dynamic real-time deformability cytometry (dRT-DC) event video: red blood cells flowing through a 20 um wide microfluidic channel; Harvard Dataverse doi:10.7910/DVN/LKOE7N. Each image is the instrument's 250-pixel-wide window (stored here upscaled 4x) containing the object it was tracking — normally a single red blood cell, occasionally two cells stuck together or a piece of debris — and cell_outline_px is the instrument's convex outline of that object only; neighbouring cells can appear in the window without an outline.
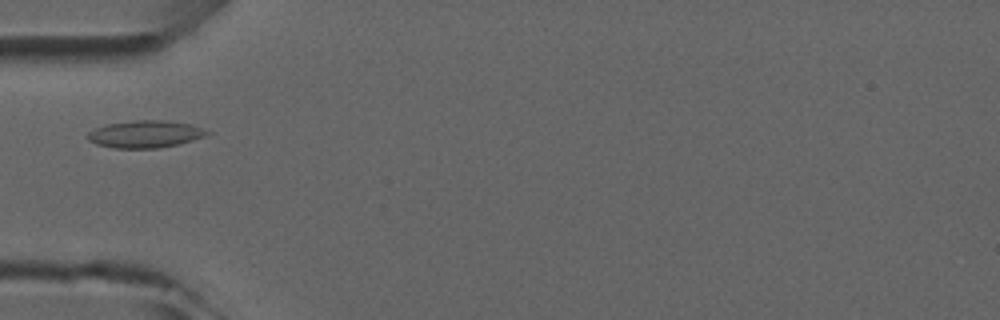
{"species": "common noctule bat (a hibernating species)", "species_latin": "Nyctalus noctula", "temperature_condition": "room temperature", "stored_images_in_passage": 2, "camera_frame_rate_fps": 3000, "um_per_image_px": 0.085, "animal": {"sex": "male", "forearm_length_mm": 52.5}, "frame": {"image": 1, "passage_image": 2, "time_ms": 1.0, "image_size_px": [1000, 320], "cell_outline_px": [[212, 132], [204, 136], [192, 140], [176, 144], [156, 148], [116, 148], [96, 144], [88, 140], [88, 132], [96, 128], [108, 124], [132, 120], [164, 120], [192, 124]], "centroid_in_image_um": [12.35, 11.39], "position_along_channel_um": 72.7, "area_um2": 18.79}}